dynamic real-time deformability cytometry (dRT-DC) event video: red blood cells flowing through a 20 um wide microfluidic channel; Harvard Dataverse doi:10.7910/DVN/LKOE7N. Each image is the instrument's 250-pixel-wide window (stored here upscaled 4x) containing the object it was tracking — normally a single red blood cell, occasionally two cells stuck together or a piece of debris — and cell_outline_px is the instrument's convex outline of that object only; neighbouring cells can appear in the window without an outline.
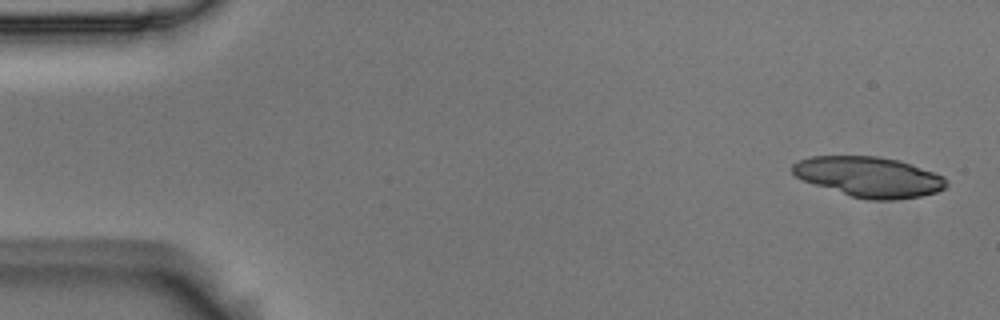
{"species": "Egyptian fruit bat (a non-hibernating species)", "species_latin": "Rousettus aegyptiacus", "temperature_condition": "room temperature", "stored_images_in_passage": 6, "camera_frame_rate_fps": 3000, "um_per_image_px": 0.085, "animal": {"sex": "male"}, "frame": {"image": 1, "passage_image": 1, "time_ms": 0.0, "image_size_px": [1000, 320], "cell_outline_px": [[948, 184], [944, 188], [936, 192], [920, 196], [892, 200], [868, 200], [852, 196], [804, 180], [796, 176], [792, 172], [792, 164], [800, 160], [812, 156], [876, 156], [900, 160], [944, 176]], "centroid_in_image_um": [73.9, 15.03], "position_along_channel_um": 11.1, "area_um2": 35.72}}
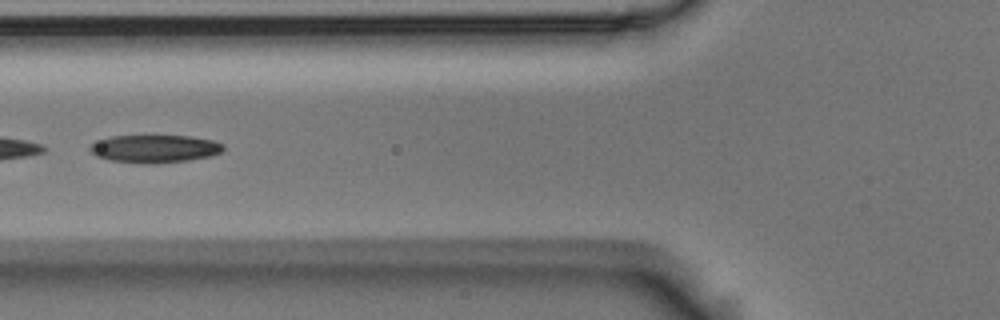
{"frame": {"image": 2, "passage_image": 6, "time_ms": 1.667, "image_size_px": [1000, 320], "cell_outline_px": [[224, 148], [220, 152], [212, 156], [188, 160], [156, 164], [144, 164], [108, 160], [96, 156], [88, 148], [92, 144], [100, 140], [112, 136], [188, 136], [212, 140], [224, 144]], "centroid_in_image_um": [13.15, 12.65], "position_along_channel_um": 112.6, "area_um2": 21.62}}